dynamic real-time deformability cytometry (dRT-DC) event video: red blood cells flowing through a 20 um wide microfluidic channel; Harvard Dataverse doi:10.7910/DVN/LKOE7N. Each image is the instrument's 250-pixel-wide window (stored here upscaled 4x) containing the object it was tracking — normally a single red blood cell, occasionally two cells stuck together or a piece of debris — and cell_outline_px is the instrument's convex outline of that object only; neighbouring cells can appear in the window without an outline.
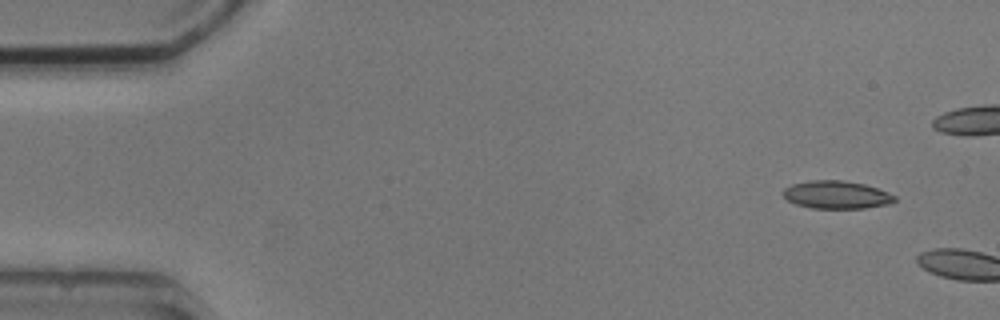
{"species": "common noctule bat (a hibernating species)", "species_latin": "Nyctalus noctula", "temperature_condition": "cold", "stored_images_in_passage": 2, "camera_frame_rate_fps": 3000, "um_per_image_px": 0.085, "animal": {"sex": "male", "body_mass_g": 20.5, "forearm_length_mm": 52.5}, "frame": {"image": 1, "passage_image": 1, "time_ms": 0.0, "image_size_px": [1000, 320], "cell_outline_px": [[896, 200], [892, 204], [864, 208], [812, 208], [796, 204], [788, 200], [784, 196], [784, 188], [792, 184], [812, 180], [844, 180], [864, 184], [888, 192], [896, 196]], "centroid_in_image_um": [71.14, 16.55], "position_along_channel_um": 13.9, "area_um2": 18.09}}